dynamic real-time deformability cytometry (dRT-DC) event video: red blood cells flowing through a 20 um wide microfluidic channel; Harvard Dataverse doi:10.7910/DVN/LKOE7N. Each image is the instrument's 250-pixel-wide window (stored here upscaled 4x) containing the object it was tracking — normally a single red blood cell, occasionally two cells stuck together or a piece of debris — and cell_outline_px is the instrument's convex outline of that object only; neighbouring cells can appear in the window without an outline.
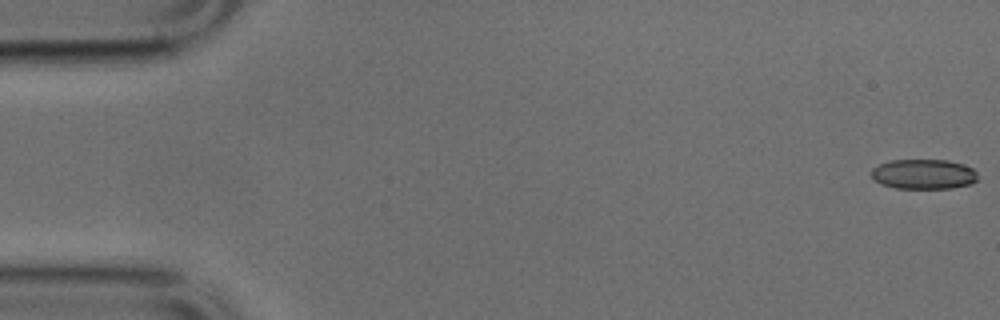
{"species": "common noctule bat (a hibernating species)", "species_latin": "Nyctalus noctula", "temperature_condition": "cold", "stored_images_in_passage": 51, "camera_frame_rate_fps": 3000, "um_per_image_px": 0.085, "animal": {"sex": "male", "body_mass_g": 17.9, "forearm_length_mm": 54.2}, "frame": {"image": 1, "passage_image": 1, "time_ms": 0.0, "image_size_px": [1000, 320], "cell_outline_px": [[976, 180], [972, 184], [952, 188], [896, 188], [880, 184], [872, 176], [872, 168], [880, 164], [892, 160], [948, 160], [964, 164], [972, 168], [976, 172]], "centroid_in_image_um": [78.52, 14.8], "position_along_channel_um": 6.5, "area_um2": 18.5}}
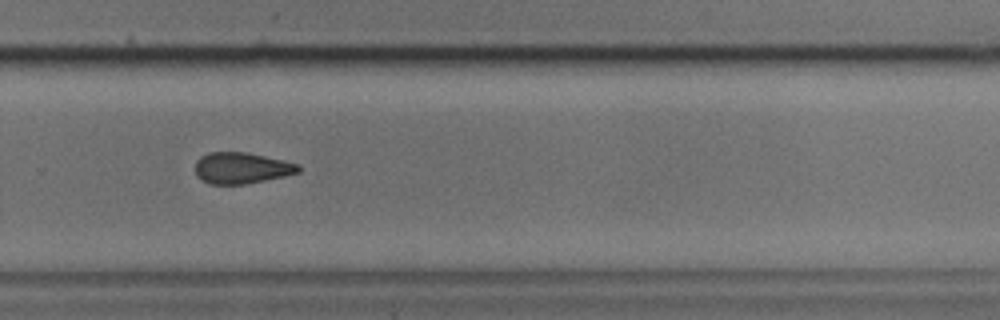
{"frame": {"image": 2, "passage_image": 34, "time_ms": 11.0, "image_size_px": [1000, 320], "cell_outline_px": [[300, 172], [284, 176], [244, 184], [208, 184], [196, 176], [196, 160], [200, 156], [208, 152], [248, 152], [284, 160], [300, 164]], "centroid_in_image_um": [20.52, 14.27], "position_along_channel_um": 309.3, "area_um2": 18.9}}
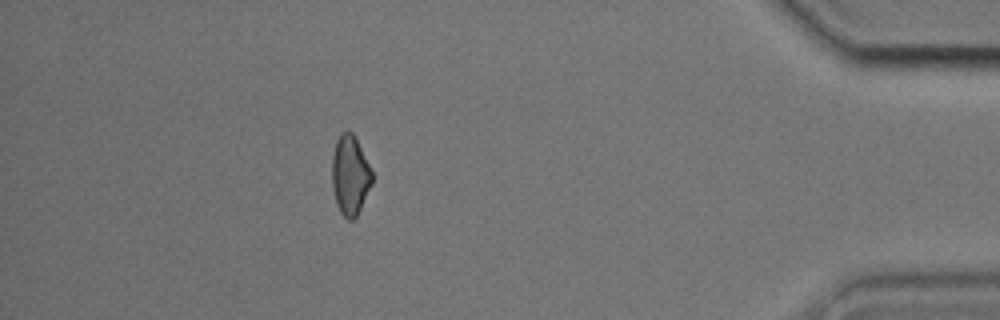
{"frame": {"image": 3, "passage_image": 45, "time_ms": 14.667, "image_size_px": [1000, 320], "cell_outline_px": [[372, 184], [356, 216], [352, 220], [348, 220], [340, 212], [336, 204], [332, 188], [332, 156], [336, 140], [340, 132], [348, 128], [356, 136], [372, 172]], "centroid_in_image_um": [29.74, 14.84], "position_along_channel_um": 405.5, "area_um2": 18.79}}